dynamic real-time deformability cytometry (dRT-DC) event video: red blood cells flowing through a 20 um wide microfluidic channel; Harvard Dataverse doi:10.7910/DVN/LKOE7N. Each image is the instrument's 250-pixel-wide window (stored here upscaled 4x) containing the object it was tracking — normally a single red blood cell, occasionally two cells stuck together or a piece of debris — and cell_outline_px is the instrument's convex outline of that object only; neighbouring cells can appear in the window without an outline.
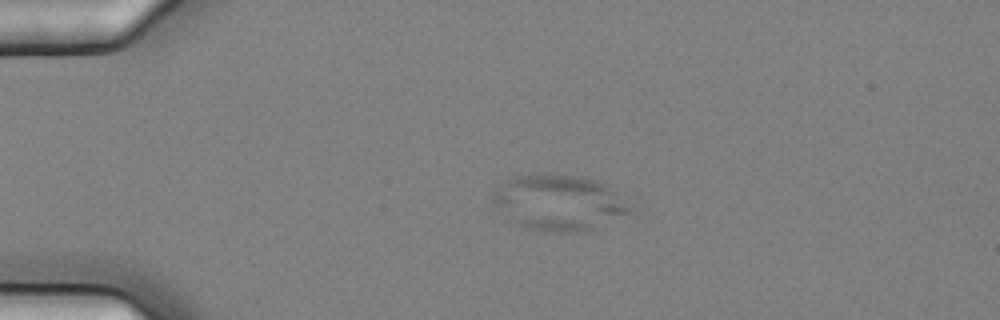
{"species": "common noctule bat (a hibernating species)", "species_latin": "Nyctalus noctula", "temperature_condition": "cold", "stored_images_in_passage": 6, "camera_frame_rate_fps": 3000, "um_per_image_px": 0.085, "animal": {"sex": "female", "body_mass_g": 25.1}, "frame": {"image": 1, "passage_image": 3, "time_ms": 0.667, "image_size_px": [1000, 320], "cell_outline_px": [[636, 212], [580, 232], [556, 232], [528, 228], [516, 224], [492, 200], [492, 196], [496, 192], [512, 180], [528, 172], [576, 176], [596, 180], [612, 188]], "centroid_in_image_um": [47.6, 17.22], "position_along_channel_um": 37.4, "area_um2": 43.47}}
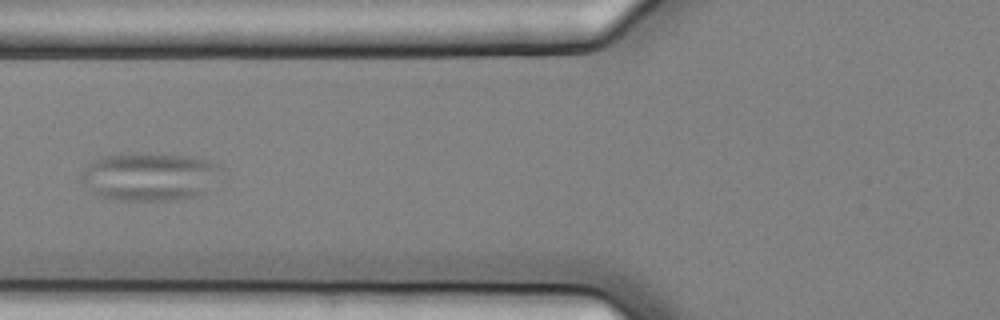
{"frame": {"image": 2, "passage_image": 6, "time_ms": 1.667, "image_size_px": [1000, 320], "cell_outline_px": [[220, 168], [204, 192], [192, 196], [168, 200], [116, 200], [104, 196], [96, 192], [80, 180], [80, 172], [88, 164], [104, 156], [188, 156], [208, 160], [220, 164]], "centroid_in_image_um": [12.67, 15.04], "position_along_channel_um": 113.1, "area_um2": 37.22}}